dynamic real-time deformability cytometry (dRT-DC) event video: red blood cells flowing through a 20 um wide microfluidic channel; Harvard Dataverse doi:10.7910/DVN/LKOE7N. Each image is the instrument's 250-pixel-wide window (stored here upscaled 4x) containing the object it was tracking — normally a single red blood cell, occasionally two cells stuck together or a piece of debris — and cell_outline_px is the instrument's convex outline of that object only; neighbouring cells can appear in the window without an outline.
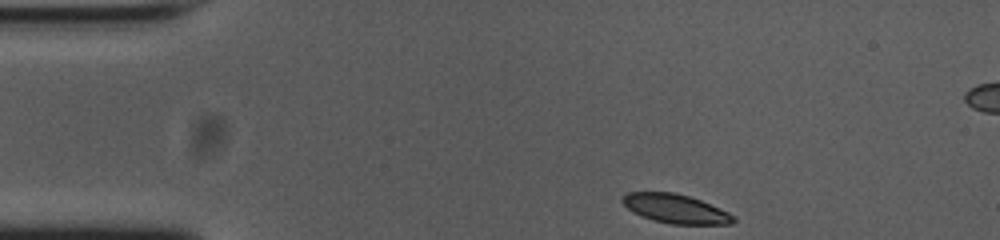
{"species": "common noctule bat (a hibernating species)", "species_latin": "Nyctalus noctula", "temperature_condition": "cold", "stored_images_in_passage": 40, "camera_frame_rate_fps": 3000, "um_per_image_px": 0.085, "animal": {"sex": "female", "body_mass_g": 23.0, "forearm_length_mm": 53.4}, "frame": {"image": 1, "passage_image": 1, "time_ms": 0.0, "image_size_px": [1000, 240], "cell_outline_px": [[736, 220], [732, 224], [672, 224], [652, 220], [632, 212], [620, 200], [628, 192], [672, 192], [688, 196], [700, 200], [728, 212], [736, 216]], "centroid_in_image_um": [57.42, 17.75], "position_along_channel_um": 27.6, "area_um2": 18.67}}
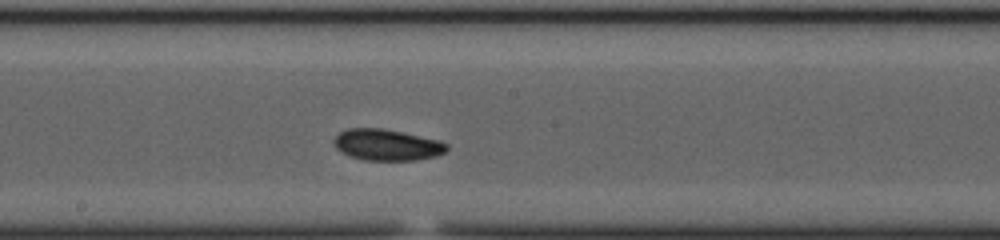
{"frame": {"image": 2, "passage_image": 21, "time_ms": 6.667, "image_size_px": [1000, 240], "cell_outline_px": [[448, 148], [444, 152], [436, 156], [416, 160], [364, 160], [348, 156], [340, 152], [336, 148], [332, 140], [340, 132], [348, 128], [384, 128], [404, 132], [440, 140], [448, 144]], "centroid_in_image_um": [32.87, 12.31], "position_along_channel_um": 215.3, "area_um2": 20.81}}
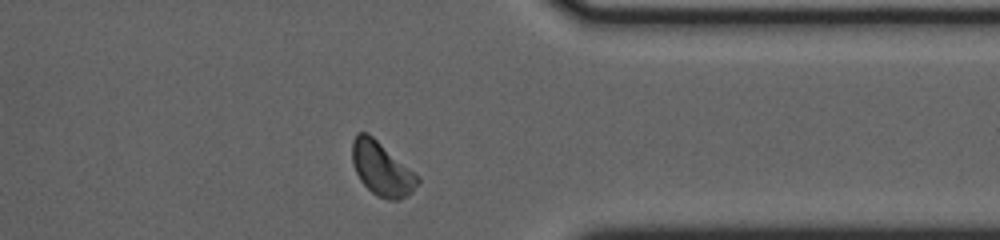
{"frame": {"image": 3, "passage_image": 35, "time_ms": 11.333, "image_size_px": [1000, 240], "cell_outline_px": [[420, 180], [412, 192], [408, 196], [400, 200], [388, 200], [376, 196], [360, 180], [356, 172], [352, 160], [352, 140], [356, 132], [368, 132], [420, 176]], "centroid_in_image_um": [32.46, 14.35], "position_along_channel_um": 378.9, "area_um2": 20.69}, "authors_computed_cell_mechanics": {"area_um2": 19.9699, "velocity_mm_per_s": 3.7039, "shape_relaxation_time_tau1_ms": 2.8803, "shape_relaxation_time_tau2_ms": null, "deformation_change_tau1": 0.0836, "deformation_change_tau2": null}}